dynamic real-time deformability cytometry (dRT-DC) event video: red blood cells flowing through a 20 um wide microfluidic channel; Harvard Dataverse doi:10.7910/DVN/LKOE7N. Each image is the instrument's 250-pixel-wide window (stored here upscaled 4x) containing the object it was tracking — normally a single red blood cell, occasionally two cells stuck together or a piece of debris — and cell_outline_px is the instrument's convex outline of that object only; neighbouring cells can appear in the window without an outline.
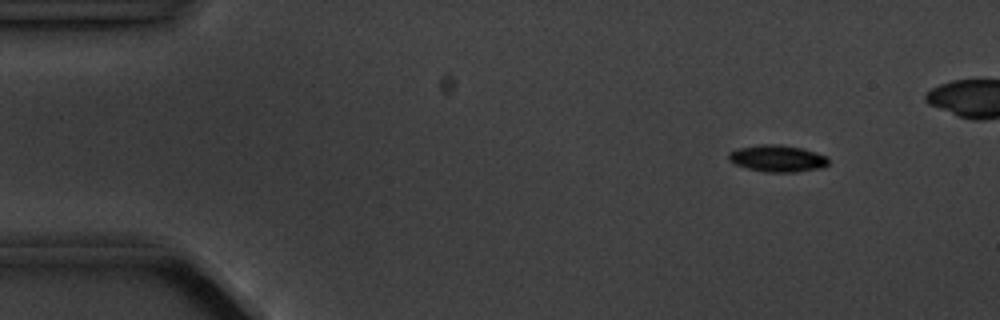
{"species": "common noctule bat (a hibernating species)", "species_latin": "Nyctalus noctula", "temperature_condition": "cold", "stored_images_in_passage": 6, "camera_frame_rate_fps": 3000, "um_per_image_px": 0.085, "animal": {"sex": "male", "body_mass_g": 20.1, "forearm_length_mm": 53.5}, "frame": {"image": 1, "passage_image": 2, "time_ms": 2.0, "image_size_px": [1000, 320], "cell_outline_px": [[828, 164], [820, 168], [796, 172], [764, 172], [748, 168], [736, 164], [728, 160], [728, 152], [740, 148], [760, 144], [780, 144], [800, 148], [828, 156]], "centroid_in_image_um": [66.07, 13.47], "position_along_channel_um": 18.9, "area_um2": 15.49}}